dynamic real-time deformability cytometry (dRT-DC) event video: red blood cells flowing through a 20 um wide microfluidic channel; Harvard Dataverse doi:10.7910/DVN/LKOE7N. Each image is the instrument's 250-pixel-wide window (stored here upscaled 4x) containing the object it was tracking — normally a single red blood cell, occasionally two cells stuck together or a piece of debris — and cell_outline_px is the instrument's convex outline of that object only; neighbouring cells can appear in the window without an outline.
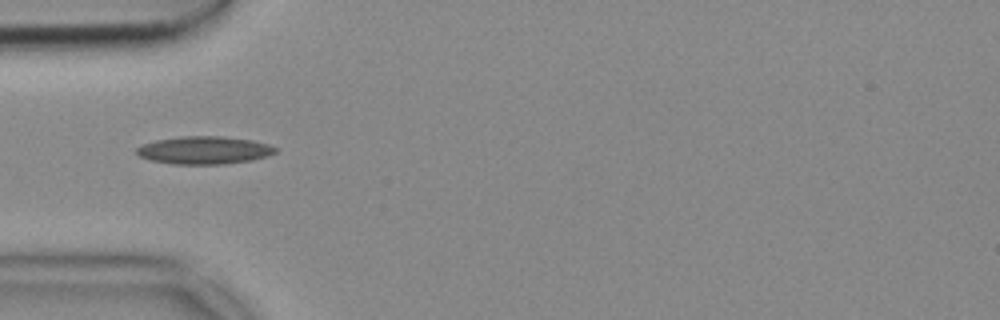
{"species": "common noctule bat (a hibernating species)", "species_latin": "Nyctalus noctula", "temperature_condition": "cold", "stored_images_in_passage": 17, "camera_frame_rate_fps": 3000, "um_per_image_px": 0.085, "animal": {"sex": "female", "body_mass_g": 18.4}, "frame": {"image": 1, "passage_image": 6, "time_ms": 1.667, "image_size_px": [1000, 320], "cell_outline_px": [[276, 152], [252, 160], [220, 164], [176, 164], [152, 160], [140, 156], [136, 152], [136, 148], [144, 144], [156, 140], [184, 136], [224, 136], [252, 140], [268, 144], [276, 148]], "centroid_in_image_um": [17.36, 12.76], "position_along_channel_um": 67.6, "area_um2": 22.14}}